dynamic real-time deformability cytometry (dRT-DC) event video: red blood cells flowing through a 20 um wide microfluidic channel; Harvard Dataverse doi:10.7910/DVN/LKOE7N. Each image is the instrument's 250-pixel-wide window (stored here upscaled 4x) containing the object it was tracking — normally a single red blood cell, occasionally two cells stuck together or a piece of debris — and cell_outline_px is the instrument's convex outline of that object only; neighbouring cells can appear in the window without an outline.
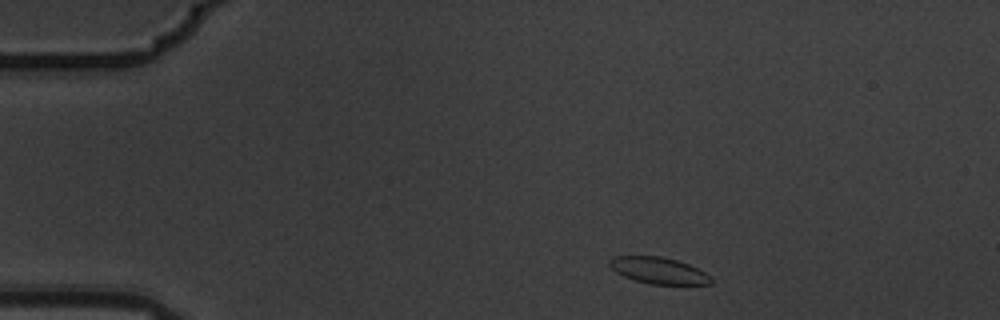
{"species": "common noctule bat (a hibernating species)", "species_latin": "Nyctalus noctula", "temperature_condition": "warm", "stored_images_in_passage": 3, "camera_frame_rate_fps": 3000, "um_per_image_px": 0.085, "animal": {"sex": "male", "body_mass_g": 19.5, "forearm_length_mm": 54.6}, "frame": {"image": 1, "passage_image": 1, "time_ms": 0.0, "image_size_px": [1000, 320], "cell_outline_px": [[712, 284], [648, 284], [624, 276], [616, 272], [608, 264], [608, 260], [612, 256], [660, 256], [676, 260], [688, 264], [712, 276]], "centroid_in_image_um": [55.96, 22.99], "position_along_channel_um": 29.0, "area_um2": 15.61}}